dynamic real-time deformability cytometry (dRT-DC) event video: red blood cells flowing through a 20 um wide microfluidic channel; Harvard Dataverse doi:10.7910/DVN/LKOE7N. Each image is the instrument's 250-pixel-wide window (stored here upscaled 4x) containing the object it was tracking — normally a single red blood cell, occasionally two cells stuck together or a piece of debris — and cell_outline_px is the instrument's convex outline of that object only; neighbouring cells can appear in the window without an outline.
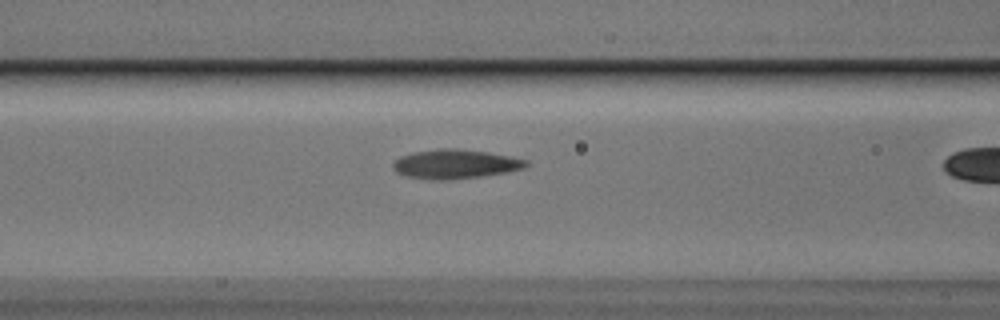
{"species": "Egyptian fruit bat (a non-hibernating species)", "species_latin": "Rousettus aegyptiacus", "temperature_condition": "cold", "stored_images_in_passage": 20, "camera_frame_rate_fps": 3000, "um_per_image_px": 0.085, "animal": {"sex": "male"}, "frame": {"image": 1, "passage_image": 19, "time_ms": 6.0, "image_size_px": [1000, 320], "cell_outline_px": [[528, 164], [524, 168], [504, 172], [480, 176], [448, 180], [432, 180], [408, 176], [396, 172], [392, 168], [392, 164], [400, 156], [412, 152], [436, 148], [456, 148], [488, 152], [528, 160]], "centroid_in_image_um": [38.65, 13.93], "position_along_channel_um": 127.9, "area_um2": 22.6}}